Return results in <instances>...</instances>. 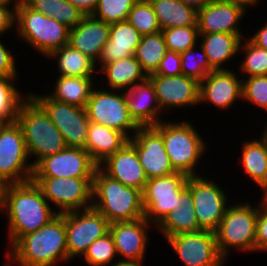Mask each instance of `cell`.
<instances>
[{"label": "cell", "mask_w": 267, "mask_h": 266, "mask_svg": "<svg viewBox=\"0 0 267 266\" xmlns=\"http://www.w3.org/2000/svg\"><path fill=\"white\" fill-rule=\"evenodd\" d=\"M4 210L9 222L10 247L20 237L40 229L58 215V210H52L42 190L33 181L7 184Z\"/></svg>", "instance_id": "6da1fadb"}, {"label": "cell", "mask_w": 267, "mask_h": 266, "mask_svg": "<svg viewBox=\"0 0 267 266\" xmlns=\"http://www.w3.org/2000/svg\"><path fill=\"white\" fill-rule=\"evenodd\" d=\"M5 256L18 266H54L61 261L68 262L65 213L20 237Z\"/></svg>", "instance_id": "7a4b0ae2"}, {"label": "cell", "mask_w": 267, "mask_h": 266, "mask_svg": "<svg viewBox=\"0 0 267 266\" xmlns=\"http://www.w3.org/2000/svg\"><path fill=\"white\" fill-rule=\"evenodd\" d=\"M92 208L103 214L110 224L140 219L144 217L142 191L123 185L97 167L93 177Z\"/></svg>", "instance_id": "3957f363"}, {"label": "cell", "mask_w": 267, "mask_h": 266, "mask_svg": "<svg viewBox=\"0 0 267 266\" xmlns=\"http://www.w3.org/2000/svg\"><path fill=\"white\" fill-rule=\"evenodd\" d=\"M17 122L20 124L30 163L35 166L44 157L67 148L64 137L45 110L30 96L21 103ZM33 155V156H32Z\"/></svg>", "instance_id": "277c9868"}, {"label": "cell", "mask_w": 267, "mask_h": 266, "mask_svg": "<svg viewBox=\"0 0 267 266\" xmlns=\"http://www.w3.org/2000/svg\"><path fill=\"white\" fill-rule=\"evenodd\" d=\"M155 127L162 134L165 150L172 167L177 172L188 176H199L195 169H197L201 157L205 155L207 143L194 125L187 120L182 122L161 121Z\"/></svg>", "instance_id": "5b68a950"}, {"label": "cell", "mask_w": 267, "mask_h": 266, "mask_svg": "<svg viewBox=\"0 0 267 266\" xmlns=\"http://www.w3.org/2000/svg\"><path fill=\"white\" fill-rule=\"evenodd\" d=\"M15 24L19 38L45 57L69 43L70 28L33 11L22 0H18L15 6Z\"/></svg>", "instance_id": "8992f818"}, {"label": "cell", "mask_w": 267, "mask_h": 266, "mask_svg": "<svg viewBox=\"0 0 267 266\" xmlns=\"http://www.w3.org/2000/svg\"><path fill=\"white\" fill-rule=\"evenodd\" d=\"M259 214L258 206L253 207L247 201L228 206L217 229L214 231L217 248L226 260L229 250L255 252L256 224Z\"/></svg>", "instance_id": "52a82bcc"}, {"label": "cell", "mask_w": 267, "mask_h": 266, "mask_svg": "<svg viewBox=\"0 0 267 266\" xmlns=\"http://www.w3.org/2000/svg\"><path fill=\"white\" fill-rule=\"evenodd\" d=\"M28 159L20 124L5 123L0 130V179L6 184L32 181L34 166Z\"/></svg>", "instance_id": "ba28073f"}, {"label": "cell", "mask_w": 267, "mask_h": 266, "mask_svg": "<svg viewBox=\"0 0 267 266\" xmlns=\"http://www.w3.org/2000/svg\"><path fill=\"white\" fill-rule=\"evenodd\" d=\"M58 214L92 207L93 178L32 177Z\"/></svg>", "instance_id": "9c48e42d"}, {"label": "cell", "mask_w": 267, "mask_h": 266, "mask_svg": "<svg viewBox=\"0 0 267 266\" xmlns=\"http://www.w3.org/2000/svg\"><path fill=\"white\" fill-rule=\"evenodd\" d=\"M108 90H92L86 106L89 121L118 130L130 139L140 126L130 116L124 92Z\"/></svg>", "instance_id": "30bf717a"}, {"label": "cell", "mask_w": 267, "mask_h": 266, "mask_svg": "<svg viewBox=\"0 0 267 266\" xmlns=\"http://www.w3.org/2000/svg\"><path fill=\"white\" fill-rule=\"evenodd\" d=\"M29 95L48 114L52 123L64 137L67 147L85 149L90 124L86 108L55 101L47 94L29 92Z\"/></svg>", "instance_id": "8fae6325"}, {"label": "cell", "mask_w": 267, "mask_h": 266, "mask_svg": "<svg viewBox=\"0 0 267 266\" xmlns=\"http://www.w3.org/2000/svg\"><path fill=\"white\" fill-rule=\"evenodd\" d=\"M188 175L175 172L148 179L142 192L144 217L157 226L173 211L176 198L187 188Z\"/></svg>", "instance_id": "7c38bea8"}, {"label": "cell", "mask_w": 267, "mask_h": 266, "mask_svg": "<svg viewBox=\"0 0 267 266\" xmlns=\"http://www.w3.org/2000/svg\"><path fill=\"white\" fill-rule=\"evenodd\" d=\"M109 225L106 217L92 207L65 213L68 262L75 256L83 257L91 243L109 232Z\"/></svg>", "instance_id": "4fadbf2b"}, {"label": "cell", "mask_w": 267, "mask_h": 266, "mask_svg": "<svg viewBox=\"0 0 267 266\" xmlns=\"http://www.w3.org/2000/svg\"><path fill=\"white\" fill-rule=\"evenodd\" d=\"M187 188L193 197L199 227L214 232L228 208V195L217 183L202 175L189 176Z\"/></svg>", "instance_id": "5bb4252c"}, {"label": "cell", "mask_w": 267, "mask_h": 266, "mask_svg": "<svg viewBox=\"0 0 267 266\" xmlns=\"http://www.w3.org/2000/svg\"><path fill=\"white\" fill-rule=\"evenodd\" d=\"M167 242L185 266H224L226 263L212 231L177 234L168 237Z\"/></svg>", "instance_id": "9a60e30c"}, {"label": "cell", "mask_w": 267, "mask_h": 266, "mask_svg": "<svg viewBox=\"0 0 267 266\" xmlns=\"http://www.w3.org/2000/svg\"><path fill=\"white\" fill-rule=\"evenodd\" d=\"M97 167L84 148L67 147L41 159L34 166L33 177L93 178Z\"/></svg>", "instance_id": "2e32d148"}, {"label": "cell", "mask_w": 267, "mask_h": 266, "mask_svg": "<svg viewBox=\"0 0 267 266\" xmlns=\"http://www.w3.org/2000/svg\"><path fill=\"white\" fill-rule=\"evenodd\" d=\"M128 141L136 148L148 179L177 172L166 153L162 134L155 126H140Z\"/></svg>", "instance_id": "e0dca14e"}, {"label": "cell", "mask_w": 267, "mask_h": 266, "mask_svg": "<svg viewBox=\"0 0 267 266\" xmlns=\"http://www.w3.org/2000/svg\"><path fill=\"white\" fill-rule=\"evenodd\" d=\"M153 83L158 104L162 110L171 107L183 108L199 105L200 83L185 75L161 76L148 75ZM168 108V109H167Z\"/></svg>", "instance_id": "ac0fdd59"}, {"label": "cell", "mask_w": 267, "mask_h": 266, "mask_svg": "<svg viewBox=\"0 0 267 266\" xmlns=\"http://www.w3.org/2000/svg\"><path fill=\"white\" fill-rule=\"evenodd\" d=\"M246 11L243 6L229 1L210 0L197 11L199 34H242L238 25Z\"/></svg>", "instance_id": "d6986e66"}, {"label": "cell", "mask_w": 267, "mask_h": 266, "mask_svg": "<svg viewBox=\"0 0 267 266\" xmlns=\"http://www.w3.org/2000/svg\"><path fill=\"white\" fill-rule=\"evenodd\" d=\"M239 99L242 100V79L233 70H214L200 82V105L209 102L227 110Z\"/></svg>", "instance_id": "ffe728a7"}, {"label": "cell", "mask_w": 267, "mask_h": 266, "mask_svg": "<svg viewBox=\"0 0 267 266\" xmlns=\"http://www.w3.org/2000/svg\"><path fill=\"white\" fill-rule=\"evenodd\" d=\"M150 224L152 225L142 217L134 221L114 222L109 225L116 253L122 260L144 261Z\"/></svg>", "instance_id": "44dd1931"}, {"label": "cell", "mask_w": 267, "mask_h": 266, "mask_svg": "<svg viewBox=\"0 0 267 266\" xmlns=\"http://www.w3.org/2000/svg\"><path fill=\"white\" fill-rule=\"evenodd\" d=\"M98 167L125 186L143 192L148 178L140 164L136 148L127 141L115 154L107 157Z\"/></svg>", "instance_id": "7402d4cb"}, {"label": "cell", "mask_w": 267, "mask_h": 266, "mask_svg": "<svg viewBox=\"0 0 267 266\" xmlns=\"http://www.w3.org/2000/svg\"><path fill=\"white\" fill-rule=\"evenodd\" d=\"M110 24L93 16L83 19L69 30V45L88 56L95 63L109 40Z\"/></svg>", "instance_id": "603a6c76"}, {"label": "cell", "mask_w": 267, "mask_h": 266, "mask_svg": "<svg viewBox=\"0 0 267 266\" xmlns=\"http://www.w3.org/2000/svg\"><path fill=\"white\" fill-rule=\"evenodd\" d=\"M130 116L139 126H155L162 112L155 93L153 83L149 78L124 90Z\"/></svg>", "instance_id": "cb8c5ba5"}, {"label": "cell", "mask_w": 267, "mask_h": 266, "mask_svg": "<svg viewBox=\"0 0 267 266\" xmlns=\"http://www.w3.org/2000/svg\"><path fill=\"white\" fill-rule=\"evenodd\" d=\"M142 35L127 20L110 24L109 40L104 45L97 64L100 69L108 63L135 54Z\"/></svg>", "instance_id": "d4e9b609"}, {"label": "cell", "mask_w": 267, "mask_h": 266, "mask_svg": "<svg viewBox=\"0 0 267 266\" xmlns=\"http://www.w3.org/2000/svg\"><path fill=\"white\" fill-rule=\"evenodd\" d=\"M167 239L182 233H195L202 229L197 222L191 191L186 188L178 198L173 211L155 227Z\"/></svg>", "instance_id": "484cf974"}, {"label": "cell", "mask_w": 267, "mask_h": 266, "mask_svg": "<svg viewBox=\"0 0 267 266\" xmlns=\"http://www.w3.org/2000/svg\"><path fill=\"white\" fill-rule=\"evenodd\" d=\"M129 139L120 131L90 122L85 150L99 165L110 155L115 154Z\"/></svg>", "instance_id": "4316f807"}, {"label": "cell", "mask_w": 267, "mask_h": 266, "mask_svg": "<svg viewBox=\"0 0 267 266\" xmlns=\"http://www.w3.org/2000/svg\"><path fill=\"white\" fill-rule=\"evenodd\" d=\"M202 46L210 66L214 70H226L225 63L239 52L242 34L209 33L199 34ZM233 57V58H232Z\"/></svg>", "instance_id": "83f0119b"}, {"label": "cell", "mask_w": 267, "mask_h": 266, "mask_svg": "<svg viewBox=\"0 0 267 266\" xmlns=\"http://www.w3.org/2000/svg\"><path fill=\"white\" fill-rule=\"evenodd\" d=\"M98 71L106 74L109 90H118V93L148 78L134 55L105 64Z\"/></svg>", "instance_id": "f1b7e54d"}, {"label": "cell", "mask_w": 267, "mask_h": 266, "mask_svg": "<svg viewBox=\"0 0 267 266\" xmlns=\"http://www.w3.org/2000/svg\"><path fill=\"white\" fill-rule=\"evenodd\" d=\"M90 77H57L54 91L47 94L51 99L69 105L86 108L95 83Z\"/></svg>", "instance_id": "f546056e"}, {"label": "cell", "mask_w": 267, "mask_h": 266, "mask_svg": "<svg viewBox=\"0 0 267 266\" xmlns=\"http://www.w3.org/2000/svg\"><path fill=\"white\" fill-rule=\"evenodd\" d=\"M50 57L58 59L59 76L94 78V74L98 71V65L92 59L69 44L52 51L47 56Z\"/></svg>", "instance_id": "4dcf8cb0"}, {"label": "cell", "mask_w": 267, "mask_h": 266, "mask_svg": "<svg viewBox=\"0 0 267 266\" xmlns=\"http://www.w3.org/2000/svg\"><path fill=\"white\" fill-rule=\"evenodd\" d=\"M161 31L173 27L197 26V11L180 0H150Z\"/></svg>", "instance_id": "1f68e13d"}, {"label": "cell", "mask_w": 267, "mask_h": 266, "mask_svg": "<svg viewBox=\"0 0 267 266\" xmlns=\"http://www.w3.org/2000/svg\"><path fill=\"white\" fill-rule=\"evenodd\" d=\"M242 146L241 164L245 173L263 193H267V149L263 140H246Z\"/></svg>", "instance_id": "d6a6232c"}, {"label": "cell", "mask_w": 267, "mask_h": 266, "mask_svg": "<svg viewBox=\"0 0 267 266\" xmlns=\"http://www.w3.org/2000/svg\"><path fill=\"white\" fill-rule=\"evenodd\" d=\"M33 11L40 12L68 28L75 27L84 15L67 0H22Z\"/></svg>", "instance_id": "836d02e7"}, {"label": "cell", "mask_w": 267, "mask_h": 266, "mask_svg": "<svg viewBox=\"0 0 267 266\" xmlns=\"http://www.w3.org/2000/svg\"><path fill=\"white\" fill-rule=\"evenodd\" d=\"M166 51L165 38L160 31L142 36L134 56L146 74L150 75L157 71Z\"/></svg>", "instance_id": "e575fe53"}, {"label": "cell", "mask_w": 267, "mask_h": 266, "mask_svg": "<svg viewBox=\"0 0 267 266\" xmlns=\"http://www.w3.org/2000/svg\"><path fill=\"white\" fill-rule=\"evenodd\" d=\"M17 79L18 77L0 76V121L3 123L17 121L20 105L29 95H21L14 85Z\"/></svg>", "instance_id": "d590c367"}, {"label": "cell", "mask_w": 267, "mask_h": 266, "mask_svg": "<svg viewBox=\"0 0 267 266\" xmlns=\"http://www.w3.org/2000/svg\"><path fill=\"white\" fill-rule=\"evenodd\" d=\"M244 52V60H241L240 71L246 77L267 75V50L255 45L250 38L239 46V53Z\"/></svg>", "instance_id": "8d00e7d4"}, {"label": "cell", "mask_w": 267, "mask_h": 266, "mask_svg": "<svg viewBox=\"0 0 267 266\" xmlns=\"http://www.w3.org/2000/svg\"><path fill=\"white\" fill-rule=\"evenodd\" d=\"M144 36L161 31L158 19L149 1H137L126 19Z\"/></svg>", "instance_id": "74e56055"}, {"label": "cell", "mask_w": 267, "mask_h": 266, "mask_svg": "<svg viewBox=\"0 0 267 266\" xmlns=\"http://www.w3.org/2000/svg\"><path fill=\"white\" fill-rule=\"evenodd\" d=\"M196 47L189 48L186 52L180 54L181 67L182 75L200 83L214 69L210 66L202 46H198L200 47V55H197Z\"/></svg>", "instance_id": "f35d334b"}, {"label": "cell", "mask_w": 267, "mask_h": 266, "mask_svg": "<svg viewBox=\"0 0 267 266\" xmlns=\"http://www.w3.org/2000/svg\"><path fill=\"white\" fill-rule=\"evenodd\" d=\"M162 32L167 50L181 54L189 48L198 46L197 42L200 37L197 26L167 28Z\"/></svg>", "instance_id": "ab89813d"}, {"label": "cell", "mask_w": 267, "mask_h": 266, "mask_svg": "<svg viewBox=\"0 0 267 266\" xmlns=\"http://www.w3.org/2000/svg\"><path fill=\"white\" fill-rule=\"evenodd\" d=\"M116 256L115 244L112 235L108 232L91 243L82 258L88 266H107L114 263Z\"/></svg>", "instance_id": "60d3db41"}, {"label": "cell", "mask_w": 267, "mask_h": 266, "mask_svg": "<svg viewBox=\"0 0 267 266\" xmlns=\"http://www.w3.org/2000/svg\"><path fill=\"white\" fill-rule=\"evenodd\" d=\"M136 2V0H99L92 16L108 24L125 21Z\"/></svg>", "instance_id": "b9f144b4"}, {"label": "cell", "mask_w": 267, "mask_h": 266, "mask_svg": "<svg viewBox=\"0 0 267 266\" xmlns=\"http://www.w3.org/2000/svg\"><path fill=\"white\" fill-rule=\"evenodd\" d=\"M242 100L267 111V75L242 78Z\"/></svg>", "instance_id": "7bdbcfd3"}, {"label": "cell", "mask_w": 267, "mask_h": 266, "mask_svg": "<svg viewBox=\"0 0 267 266\" xmlns=\"http://www.w3.org/2000/svg\"><path fill=\"white\" fill-rule=\"evenodd\" d=\"M259 200V214L256 224L255 251H267V193Z\"/></svg>", "instance_id": "ee69618b"}, {"label": "cell", "mask_w": 267, "mask_h": 266, "mask_svg": "<svg viewBox=\"0 0 267 266\" xmlns=\"http://www.w3.org/2000/svg\"><path fill=\"white\" fill-rule=\"evenodd\" d=\"M150 75H161V76L182 75L180 53L167 50L165 56L161 60L160 66L157 69V71Z\"/></svg>", "instance_id": "f6af8a7d"}, {"label": "cell", "mask_w": 267, "mask_h": 266, "mask_svg": "<svg viewBox=\"0 0 267 266\" xmlns=\"http://www.w3.org/2000/svg\"><path fill=\"white\" fill-rule=\"evenodd\" d=\"M12 52L7 49L0 39V76L17 77V67Z\"/></svg>", "instance_id": "bcb514c9"}, {"label": "cell", "mask_w": 267, "mask_h": 266, "mask_svg": "<svg viewBox=\"0 0 267 266\" xmlns=\"http://www.w3.org/2000/svg\"><path fill=\"white\" fill-rule=\"evenodd\" d=\"M12 3H0V36L13 29L15 25V6ZM10 29V30H9Z\"/></svg>", "instance_id": "7dc6e473"}, {"label": "cell", "mask_w": 267, "mask_h": 266, "mask_svg": "<svg viewBox=\"0 0 267 266\" xmlns=\"http://www.w3.org/2000/svg\"><path fill=\"white\" fill-rule=\"evenodd\" d=\"M84 16H92L96 11L99 0H67Z\"/></svg>", "instance_id": "c3c4849f"}, {"label": "cell", "mask_w": 267, "mask_h": 266, "mask_svg": "<svg viewBox=\"0 0 267 266\" xmlns=\"http://www.w3.org/2000/svg\"><path fill=\"white\" fill-rule=\"evenodd\" d=\"M250 38L255 45L267 50V21L263 24L260 30L258 29Z\"/></svg>", "instance_id": "681fc988"}, {"label": "cell", "mask_w": 267, "mask_h": 266, "mask_svg": "<svg viewBox=\"0 0 267 266\" xmlns=\"http://www.w3.org/2000/svg\"><path fill=\"white\" fill-rule=\"evenodd\" d=\"M185 5L194 8L196 11L201 10L210 0H180Z\"/></svg>", "instance_id": "f907efd6"}, {"label": "cell", "mask_w": 267, "mask_h": 266, "mask_svg": "<svg viewBox=\"0 0 267 266\" xmlns=\"http://www.w3.org/2000/svg\"><path fill=\"white\" fill-rule=\"evenodd\" d=\"M115 261L111 266H143L144 261H136V260H121Z\"/></svg>", "instance_id": "816d5d0a"}, {"label": "cell", "mask_w": 267, "mask_h": 266, "mask_svg": "<svg viewBox=\"0 0 267 266\" xmlns=\"http://www.w3.org/2000/svg\"><path fill=\"white\" fill-rule=\"evenodd\" d=\"M243 6L245 9L259 3L260 0H225Z\"/></svg>", "instance_id": "f5cc1de1"}, {"label": "cell", "mask_w": 267, "mask_h": 266, "mask_svg": "<svg viewBox=\"0 0 267 266\" xmlns=\"http://www.w3.org/2000/svg\"><path fill=\"white\" fill-rule=\"evenodd\" d=\"M7 184L0 179V211H4V194Z\"/></svg>", "instance_id": "db71d44e"}, {"label": "cell", "mask_w": 267, "mask_h": 266, "mask_svg": "<svg viewBox=\"0 0 267 266\" xmlns=\"http://www.w3.org/2000/svg\"><path fill=\"white\" fill-rule=\"evenodd\" d=\"M267 124V122H266ZM263 140L265 146H266V149H267V125H265V128L263 129V132L261 133V136L259 137Z\"/></svg>", "instance_id": "11a10c76"}, {"label": "cell", "mask_w": 267, "mask_h": 266, "mask_svg": "<svg viewBox=\"0 0 267 266\" xmlns=\"http://www.w3.org/2000/svg\"><path fill=\"white\" fill-rule=\"evenodd\" d=\"M17 2L18 0H0V3H13L14 6H16Z\"/></svg>", "instance_id": "9f6ffc18"}, {"label": "cell", "mask_w": 267, "mask_h": 266, "mask_svg": "<svg viewBox=\"0 0 267 266\" xmlns=\"http://www.w3.org/2000/svg\"><path fill=\"white\" fill-rule=\"evenodd\" d=\"M5 123L1 122L0 121V130H1V127L4 125Z\"/></svg>", "instance_id": "6f0895ef"}, {"label": "cell", "mask_w": 267, "mask_h": 266, "mask_svg": "<svg viewBox=\"0 0 267 266\" xmlns=\"http://www.w3.org/2000/svg\"><path fill=\"white\" fill-rule=\"evenodd\" d=\"M11 263L7 262V264L5 263L4 266H12V264L10 265Z\"/></svg>", "instance_id": "680465c9"}]
</instances>
